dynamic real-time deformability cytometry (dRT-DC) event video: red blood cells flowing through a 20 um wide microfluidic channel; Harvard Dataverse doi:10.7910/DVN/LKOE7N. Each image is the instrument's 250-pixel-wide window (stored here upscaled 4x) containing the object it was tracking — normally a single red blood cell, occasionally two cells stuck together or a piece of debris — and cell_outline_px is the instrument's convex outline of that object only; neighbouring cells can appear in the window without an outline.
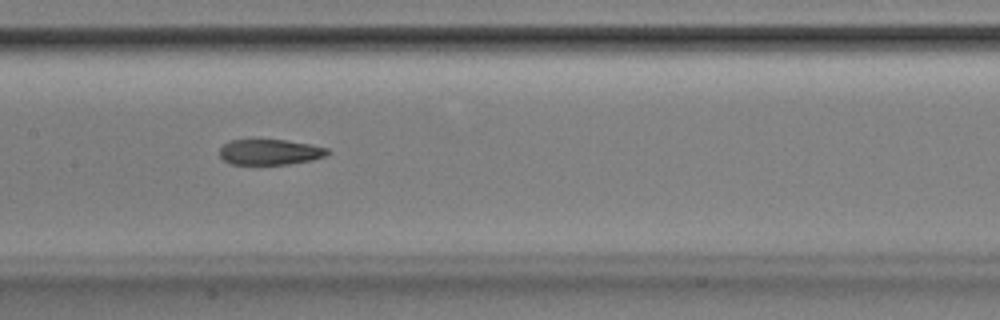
{"species": "Egyptian fruit bat (a non-hibernating species)", "species_latin": "Rousettus aegyptiacus", "temperature_condition": "room temperature", "stored_images_in_passage": 39, "camera_frame_rate_fps": 3000, "um_per_image_px": 0.085, "animal": {"sex": "male"}, "frame": {"image": 1, "passage_image": 13, "time_ms": 4.0, "image_size_px": [1000, 320], "cell_outline_px": [[332, 152], [328, 156], [312, 160], [288, 164], [232, 164], [224, 160], [220, 156], [220, 148], [228, 140], [284, 140], [312, 144], [328, 148]], "centroid_in_image_um": [23.01, 12.92], "position_along_channel_um": 184.4, "area_um2": 16.18}}
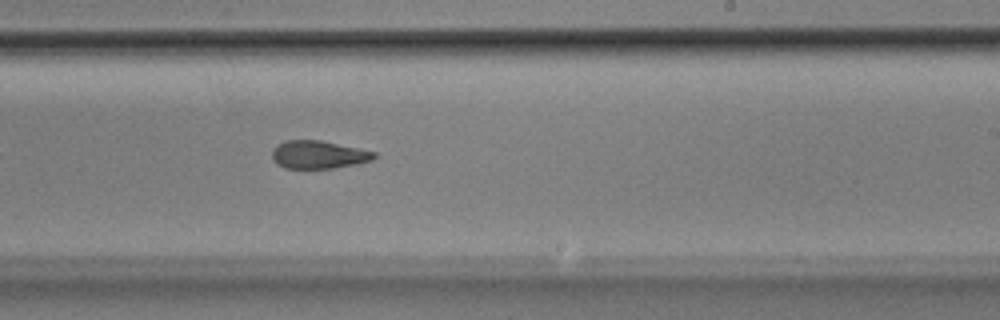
{"frame": {"image": 2, "passage_image": 19, "time_ms": 6.0, "image_size_px": [1000, 320], "cell_outline_px": [[376, 156], [372, 160], [332, 168], [284, 168], [272, 160], [272, 152], [284, 140], [320, 140], [376, 152]], "centroid_in_image_um": [27.05, 13.14], "position_along_channel_um": 261.9, "area_um2": 16.3}}
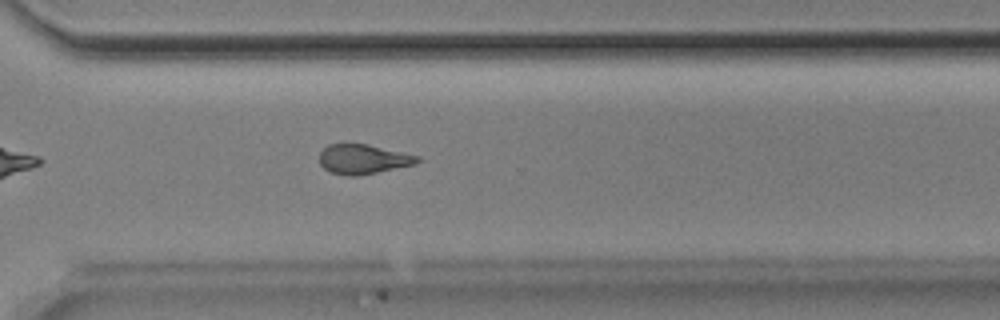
{"frame": {"image": 3, "passage_image": 25, "time_ms": 8.0, "image_size_px": [1000, 320], "cell_outline_px": [[420, 160], [416, 164], [356, 176], [348, 176], [332, 172], [324, 168], [320, 164], [320, 152], [328, 144], [368, 144], [420, 156]], "centroid_in_image_um": [30.87, 13.52], "position_along_channel_um": 339.7, "area_um2": 16.76}, "authors_computed_cell_mechanics": {"area_um2": 17.3978, "velocity_mm_per_s": 3.8926, "shape_relaxation_time_tau1_ms": 6.7623, "shape_relaxation_time_tau2_ms": 2.5397, "deformation_change_tau1": 0.1926, "deformation_change_tau2": 0.0943}}